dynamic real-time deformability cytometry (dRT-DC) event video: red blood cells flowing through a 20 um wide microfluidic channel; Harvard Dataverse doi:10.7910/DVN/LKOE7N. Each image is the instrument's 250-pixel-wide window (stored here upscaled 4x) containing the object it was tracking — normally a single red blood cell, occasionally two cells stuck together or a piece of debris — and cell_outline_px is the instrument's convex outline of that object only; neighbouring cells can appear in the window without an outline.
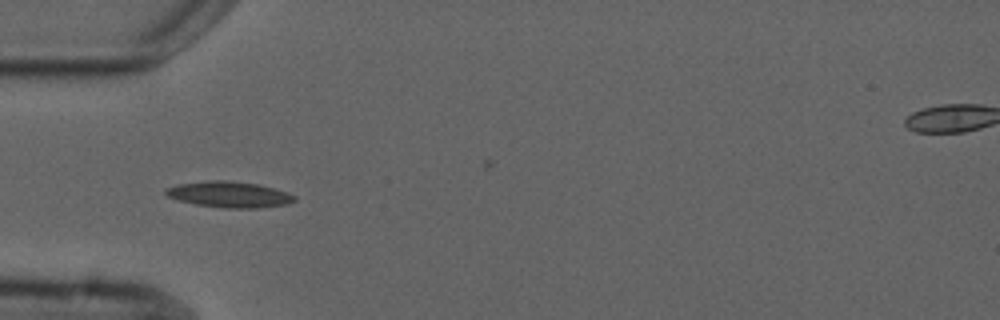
{"species": "common noctule bat (a hibernating species)", "species_latin": "Nyctalus noctula", "temperature_condition": "cold", "stored_images_in_passage": 7, "camera_frame_rate_fps": 3000, "um_per_image_px": 0.085, "animal": {"sex": "male", "forearm_length_mm": 52.5}, "frame": {"image": 1, "passage_image": 5, "time_ms": 4.667, "image_size_px": [1000, 320], "cell_outline_px": [[296, 200], [288, 204], [256, 208], [224, 208], [196, 204], [180, 200], [168, 196], [164, 192], [164, 188], [176, 184], [212, 180], [224, 180], [256, 184], [288, 192], [296, 196]], "centroid_in_image_um": [19.48, 16.53], "position_along_channel_um": 65.5, "area_um2": 19.36}}
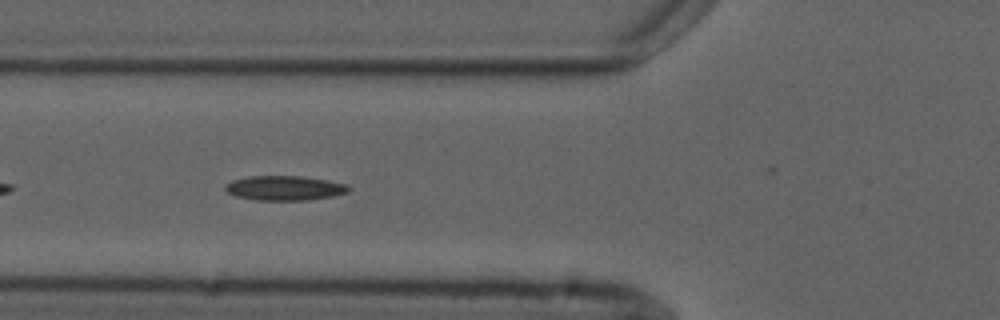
{"frame": {"image": 2, "passage_image": 6, "time_ms": 5.667, "image_size_px": [1000, 320], "cell_outline_px": [[352, 188], [348, 192], [332, 196], [308, 200], [256, 200], [236, 196], [228, 192], [224, 188], [232, 180], [248, 176], [300, 176], [328, 180], [348, 184]], "centroid_in_image_um": [24.23, 15.98], "position_along_channel_um": 101.6, "area_um2": 17.69}}
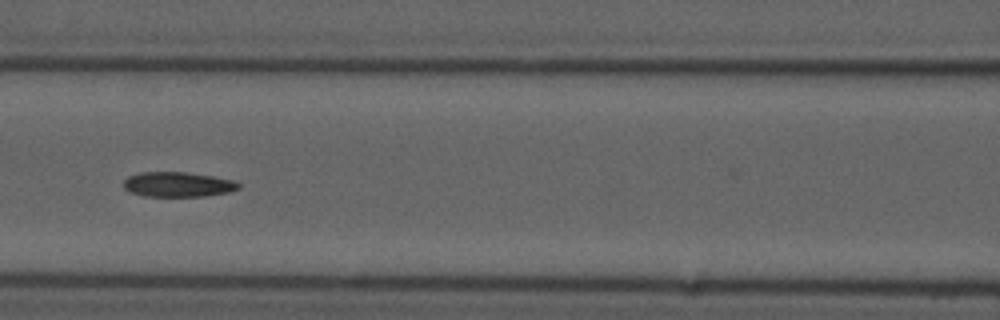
{"frame": {"image": 3, "passage_image": 7, "time_ms": 7.0, "image_size_px": [1000, 320], "cell_outline_px": [[240, 188], [228, 192], [204, 196], [144, 196], [132, 192], [124, 188], [124, 180], [128, 176], [140, 172], [188, 172], [236, 180], [240, 184]], "centroid_in_image_um": [15.14, 15.67], "position_along_channel_um": 151.5, "area_um2": 16.7}}